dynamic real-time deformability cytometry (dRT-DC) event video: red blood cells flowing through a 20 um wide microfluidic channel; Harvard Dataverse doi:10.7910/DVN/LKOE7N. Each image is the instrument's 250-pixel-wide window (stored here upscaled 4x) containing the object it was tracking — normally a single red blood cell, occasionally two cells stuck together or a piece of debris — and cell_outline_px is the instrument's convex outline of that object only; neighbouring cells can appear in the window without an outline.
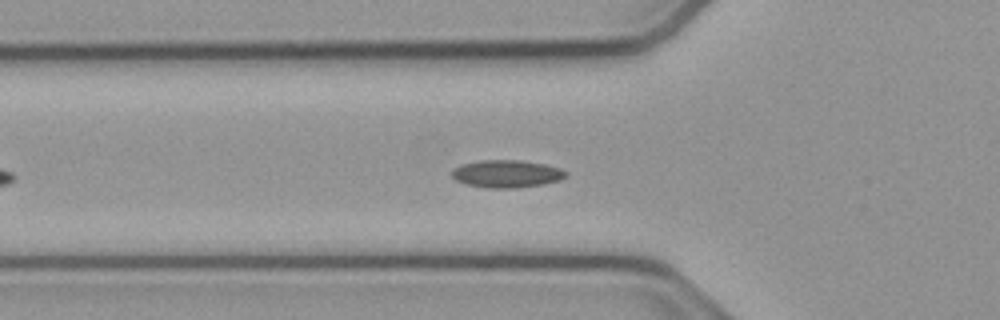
{"species": "common noctule bat (a hibernating species)", "species_latin": "Nyctalus noctula", "temperature_condition": "cold", "stored_images_in_passage": 47, "camera_frame_rate_fps": 3000, "um_per_image_px": 0.085, "animal": {"sex": "male", "body_mass_g": 23.1, "forearm_length_mm": 52.7}, "frame": {"image": 1, "passage_image": 10, "time_ms": 3.0, "image_size_px": [1000, 320], "cell_outline_px": [[568, 176], [560, 180], [544, 184], [516, 188], [488, 188], [468, 184], [456, 180], [452, 176], [452, 168], [460, 164], [480, 160], [520, 160], [544, 164], [560, 168], [568, 172]], "centroid_in_image_um": [43.08, 14.77], "position_along_channel_um": 82.7, "area_um2": 18.44}}
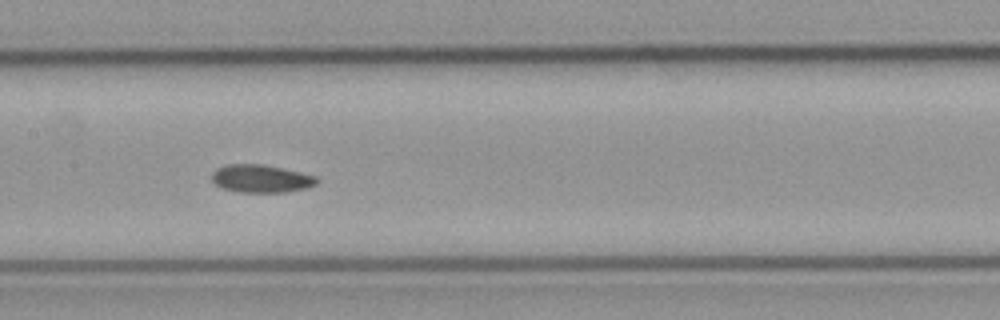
{"frame": {"image": 2, "passage_image": 18, "time_ms": 5.667, "image_size_px": [1000, 320], "cell_outline_px": [[320, 180], [316, 184], [308, 188], [284, 192], [240, 192], [220, 188], [212, 180], [212, 172], [216, 168], [228, 164], [260, 164], [300, 172], [316, 176]], "centroid_in_image_um": [22.18, 15.19], "position_along_channel_um": 185.2, "area_um2": 17.05}}
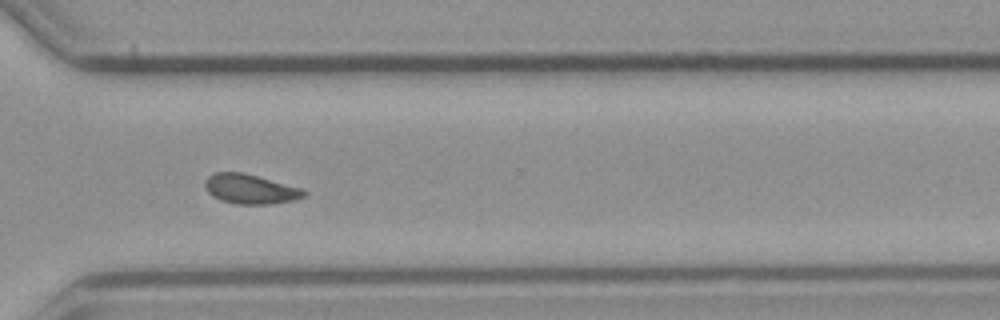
{"frame": {"image": 3, "passage_image": 31, "time_ms": 10.0, "image_size_px": [1000, 320], "cell_outline_px": [[308, 192], [304, 196], [296, 200], [272, 204], [236, 204], [220, 200], [212, 196], [204, 188], [204, 180], [208, 176], [216, 172], [240, 172], [304, 188]], "centroid_in_image_um": [21.28, 16.08], "position_along_channel_um": 349.3, "area_um2": 17.28}, "authors_computed_cell_mechanics": {"area_um2": 17.051, "velocity_mm_per_s": 3.7992, "shape_relaxation_time_tau1_ms": null, "shape_relaxation_time_tau2_ms": 4.8649, "deformation_change_tau1": null, "deformation_change_tau2": 0.0862}}